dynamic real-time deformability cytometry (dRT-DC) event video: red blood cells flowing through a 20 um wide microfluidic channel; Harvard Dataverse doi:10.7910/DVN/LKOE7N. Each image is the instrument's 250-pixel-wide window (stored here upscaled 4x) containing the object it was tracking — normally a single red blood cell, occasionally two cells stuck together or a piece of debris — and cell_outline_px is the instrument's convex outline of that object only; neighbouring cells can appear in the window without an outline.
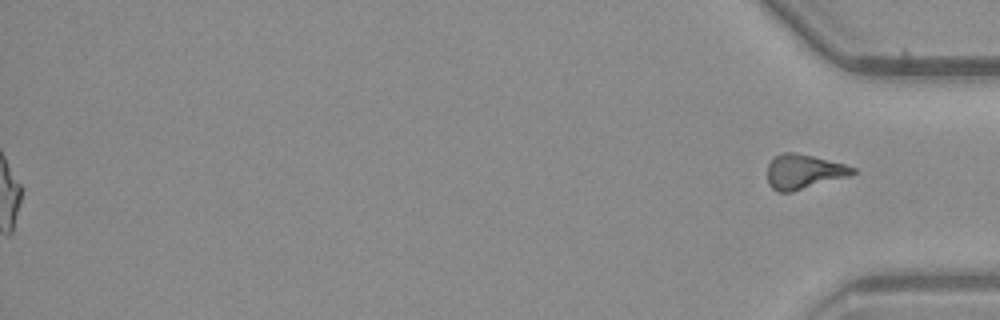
{"species": "common noctule bat (a hibernating species)", "species_latin": "Nyctalus noctula", "temperature_condition": "warm", "stored_images_in_passage": 54, "segment_of_instrument_passage": [2, 2], "camera_frame_rate_fps": 3000, "um_per_image_px": 0.085, "animal": {"sex": "male", "body_mass_g": 23.1, "forearm_length_mm": 52.7}, "frame": {"image": 1, "passage_image": 54, "time_ms": 17.667, "image_size_px": [1000, 320], "cell_outline_px": [[856, 172], [848, 176], [792, 192], [776, 192], [768, 184], [768, 164], [776, 156], [784, 152], [796, 152], [844, 164], [856, 168]], "centroid_in_image_um": [68.3, 14.6], "position_along_channel_um": 366.9, "area_um2": 17.05}}